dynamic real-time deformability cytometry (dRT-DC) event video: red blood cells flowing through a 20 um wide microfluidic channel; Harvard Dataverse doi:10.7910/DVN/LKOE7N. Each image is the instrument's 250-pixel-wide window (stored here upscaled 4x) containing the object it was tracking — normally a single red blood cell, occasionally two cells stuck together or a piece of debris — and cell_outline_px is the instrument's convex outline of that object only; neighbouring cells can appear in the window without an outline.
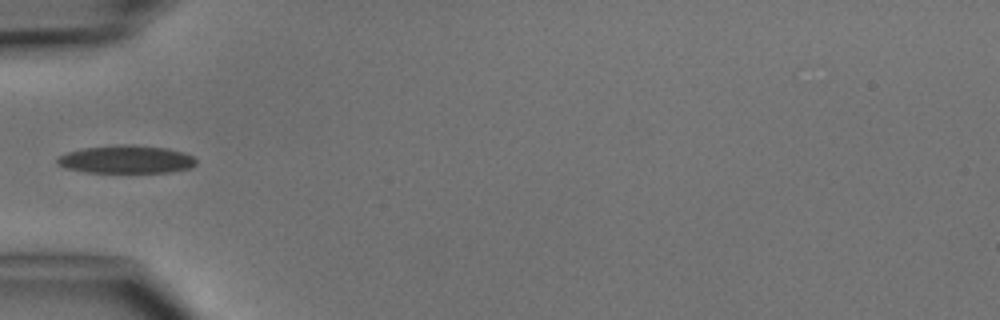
{"species": "common noctule bat (a hibernating species)", "species_latin": "Nyctalus noctula", "temperature_condition": "cold", "stored_images_in_passage": 5, "camera_frame_rate_fps": 3000, "um_per_image_px": 0.085, "animal": {"sex": "male", "body_mass_g": 15.6}, "frame": {"image": 1, "passage_image": 4, "time_ms": 4.333, "image_size_px": [1000, 320], "cell_outline_px": [[196, 164], [192, 168], [168, 172], [88, 172], [64, 168], [56, 164], [56, 156], [68, 152], [84, 148], [116, 144], [132, 144], [168, 148], [184, 152], [192, 156], [196, 160]], "centroid_in_image_um": [10.71, 13.54], "position_along_channel_um": 74.3, "area_um2": 22.89}}